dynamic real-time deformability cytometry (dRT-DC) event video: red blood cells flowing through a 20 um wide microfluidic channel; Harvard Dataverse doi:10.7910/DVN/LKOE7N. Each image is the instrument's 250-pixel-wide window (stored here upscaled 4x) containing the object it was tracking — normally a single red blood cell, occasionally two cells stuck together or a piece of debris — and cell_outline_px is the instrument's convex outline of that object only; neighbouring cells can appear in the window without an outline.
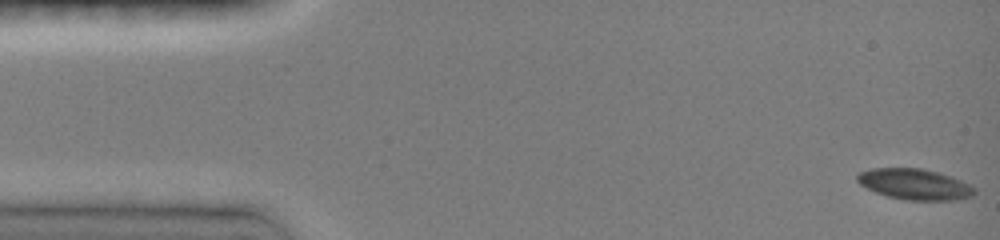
{"species": "common noctule bat (a hibernating species)", "species_latin": "Nyctalus noctula", "temperature_condition": "room temperature", "stored_images_in_passage": 20, "camera_frame_rate_fps": 3000, "um_per_image_px": 0.085, "animal": {"sex": "female", "body_mass_g": 19.0, "forearm_length_mm": 51.5}, "frame": {"image": 1, "passage_image": 1, "time_ms": 0.0, "image_size_px": [1000, 240], "cell_outline_px": [[976, 192], [972, 196], [956, 200], [908, 200], [888, 196], [876, 192], [860, 184], [856, 180], [856, 176], [860, 172], [872, 168], [920, 168], [952, 176], [976, 188]], "centroid_in_image_um": [77.76, 15.66], "position_along_channel_um": 7.2, "area_um2": 20.92}}
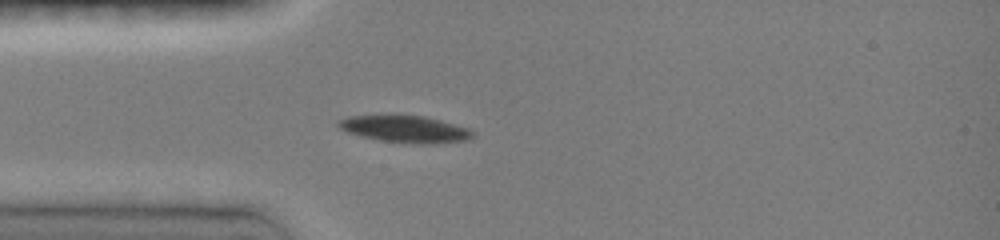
{"frame": {"image": 2, "passage_image": 10, "time_ms": 4.0, "image_size_px": [1000, 240], "cell_outline_px": [[476, 132], [468, 140], [436, 144], [420, 144], [380, 140], [360, 136], [348, 132], [340, 128], [336, 124], [336, 120], [348, 116], [396, 112], [424, 116], [440, 120], [468, 128]], "centroid_in_image_um": [34.38, 10.92], "position_along_channel_um": 50.6, "area_um2": 22.02}}
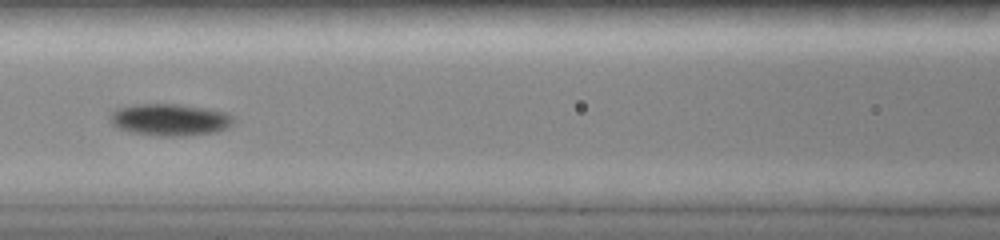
{"frame": {"image": 3, "passage_image": 16, "time_ms": 6.667, "image_size_px": [1000, 240], "cell_outline_px": [[232, 124], [228, 128], [216, 132], [188, 136], [160, 136], [132, 132], [116, 128], [108, 120], [108, 112], [116, 108], [132, 104], [180, 104], [208, 108], [224, 112], [232, 116]], "centroid_in_image_um": [14.37, 10.17], "position_along_channel_um": 152.2, "area_um2": 23.41}}